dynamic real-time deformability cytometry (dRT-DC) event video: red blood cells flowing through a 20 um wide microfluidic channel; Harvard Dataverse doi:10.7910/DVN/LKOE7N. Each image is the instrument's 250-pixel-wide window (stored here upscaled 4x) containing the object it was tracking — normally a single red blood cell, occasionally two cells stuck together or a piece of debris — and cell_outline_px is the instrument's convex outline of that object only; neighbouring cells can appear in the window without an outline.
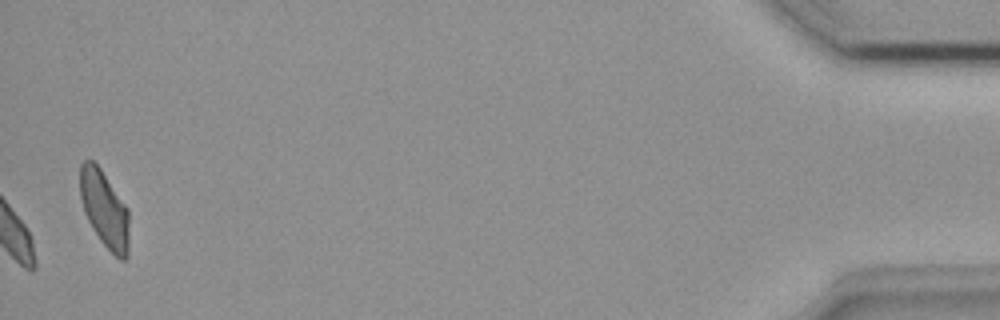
{"species": "common noctule bat (a hibernating species)", "species_latin": "Nyctalus noctula", "temperature_condition": "room temperature", "stored_images_in_passage": 38, "camera_frame_rate_fps": 3000, "um_per_image_px": 0.085, "animal": {"sex": "female", "body_mass_g": 18.4}, "frame": {"image": 1, "passage_image": 38, "time_ms": 12.333, "image_size_px": [1000, 320], "cell_outline_px": [[128, 256], [124, 260], [120, 260], [100, 240], [92, 228], [84, 212], [80, 196], [80, 164], [84, 160], [92, 160], [100, 168], [128, 208]], "centroid_in_image_um": [8.87, 17.77], "position_along_channel_um": 426.3, "area_um2": 21.79}}